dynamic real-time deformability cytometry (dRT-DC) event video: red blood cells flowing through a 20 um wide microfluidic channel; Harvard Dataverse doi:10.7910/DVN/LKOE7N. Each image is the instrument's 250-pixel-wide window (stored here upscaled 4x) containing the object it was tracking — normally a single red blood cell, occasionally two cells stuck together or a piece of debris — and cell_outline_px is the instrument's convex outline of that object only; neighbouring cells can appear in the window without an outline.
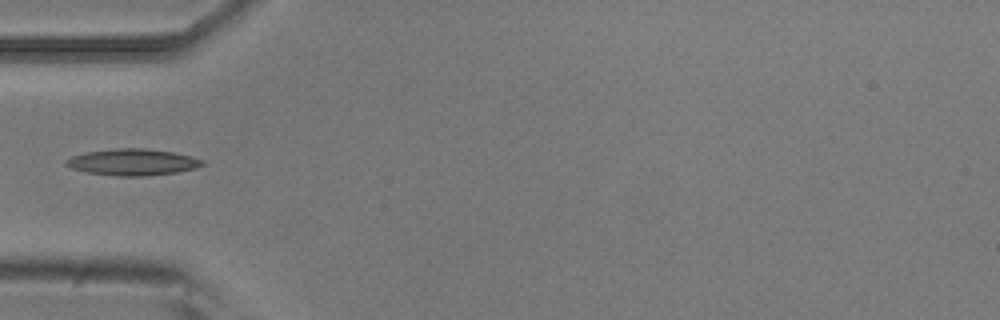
{"species": "common noctule bat (a hibernating species)", "species_latin": "Nyctalus noctula", "temperature_condition": "room temperature", "stored_images_in_passage": 2, "camera_frame_rate_fps": 3000, "um_per_image_px": 0.085, "animal": {"sex": "male", "body_mass_g": 20.5, "forearm_length_mm": 52.5}, "frame": {"image": 1, "passage_image": 1, "time_ms": 0.0, "image_size_px": [1000, 320], "cell_outline_px": [[204, 164], [196, 168], [176, 172], [148, 176], [116, 176], [88, 172], [72, 168], [64, 164], [64, 160], [72, 156], [84, 152], [116, 148], [140, 148], [172, 152], [204, 160]], "centroid_in_image_um": [11.24, 13.78], "position_along_channel_um": 73.8, "area_um2": 20.92}}
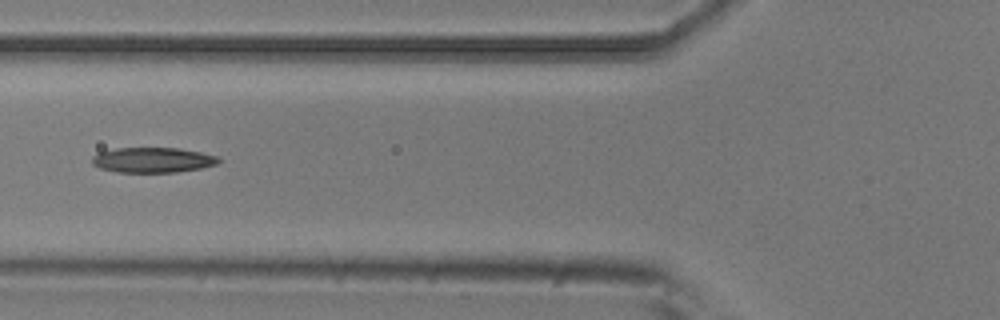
{"frame": {"image": 2, "passage_image": 2, "time_ms": 0.333, "image_size_px": [1000, 320], "cell_outline_px": [[220, 160], [216, 164], [200, 168], [176, 172], [116, 172], [100, 168], [92, 164], [92, 156], [100, 152], [116, 148], [180, 148], [220, 156]], "centroid_in_image_um": [12.98, 13.6], "position_along_channel_um": 112.8, "area_um2": 18.55}}